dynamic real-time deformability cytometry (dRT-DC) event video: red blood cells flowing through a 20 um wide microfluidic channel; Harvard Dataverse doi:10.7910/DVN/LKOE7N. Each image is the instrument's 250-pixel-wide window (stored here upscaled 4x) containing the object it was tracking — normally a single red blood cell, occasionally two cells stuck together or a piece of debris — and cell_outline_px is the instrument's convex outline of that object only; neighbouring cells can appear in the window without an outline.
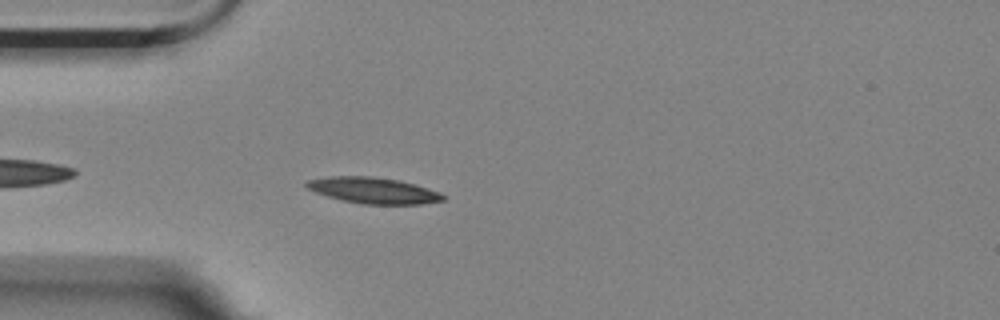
{"species": "Egyptian fruit bat (a non-hibernating species)", "species_latin": "Rousettus aegyptiacus", "temperature_condition": "room temperature", "stored_images_in_passage": 45, "camera_frame_rate_fps": 3000, "um_per_image_px": 0.085, "animal": {"sex": "female"}, "frame": {"image": 1, "passage_image": 4, "time_ms": 1.0, "image_size_px": [1000, 320], "cell_outline_px": [[444, 200], [420, 204], [360, 204], [328, 196], [316, 192], [308, 188], [304, 184], [308, 180], [332, 176], [372, 176], [400, 180], [416, 184], [440, 192], [444, 196]], "centroid_in_image_um": [31.76, 16.18], "position_along_channel_um": 53.2, "area_um2": 20.63}}
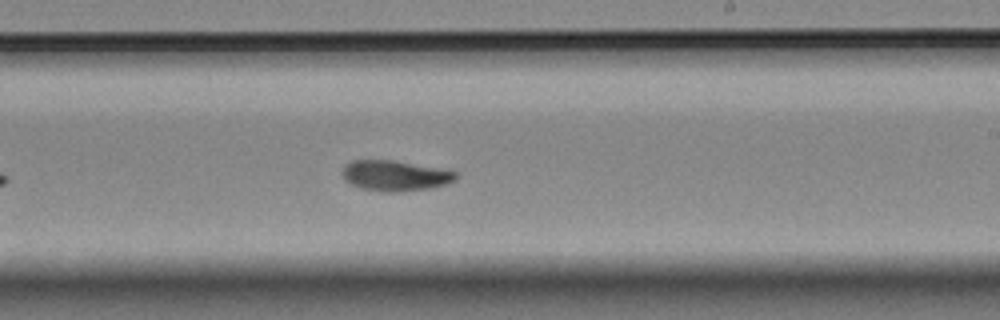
{"frame": {"image": 2, "passage_image": 22, "time_ms": 7.0, "image_size_px": [1000, 320], "cell_outline_px": [[456, 176], [452, 180], [444, 184], [428, 188], [392, 192], [388, 192], [360, 188], [348, 184], [344, 180], [340, 172], [344, 164], [352, 160], [392, 160], [456, 172]], "centroid_in_image_um": [33.42, 14.92], "position_along_channel_um": 255.6, "area_um2": 19.83}}
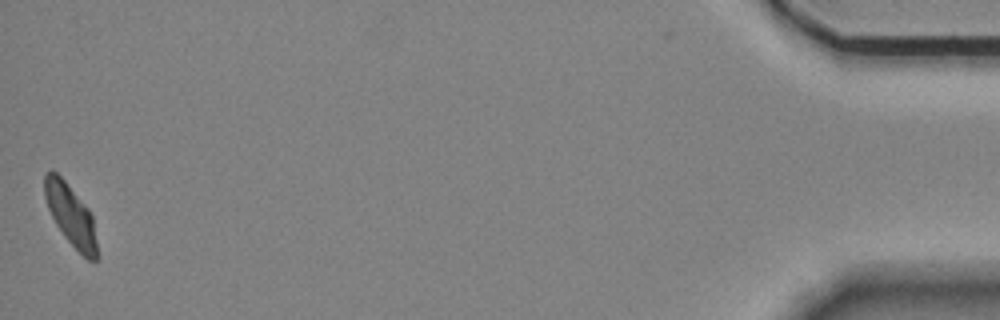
{"frame": {"image": 3, "passage_image": 45, "time_ms": 14.667, "image_size_px": [1000, 320], "cell_outline_px": [[100, 256], [96, 260], [88, 260], [64, 236], [56, 224], [48, 208], [44, 196], [44, 172], [56, 172], [64, 180], [88, 208], [92, 216]], "centroid_in_image_um": [6.03, 18.32], "position_along_channel_um": 429.2, "area_um2": 18.61}, "authors_computed_cell_mechanics": {"area_um2": 19.8254, "velocity_mm_per_s": 3.4791, "shape_relaxation_time_tau1_ms": 5.8142, "shape_relaxation_time_tau2_ms": 6.1467, "deformation_change_tau1": 0.1721, "deformation_change_tau2": 0.0994}}